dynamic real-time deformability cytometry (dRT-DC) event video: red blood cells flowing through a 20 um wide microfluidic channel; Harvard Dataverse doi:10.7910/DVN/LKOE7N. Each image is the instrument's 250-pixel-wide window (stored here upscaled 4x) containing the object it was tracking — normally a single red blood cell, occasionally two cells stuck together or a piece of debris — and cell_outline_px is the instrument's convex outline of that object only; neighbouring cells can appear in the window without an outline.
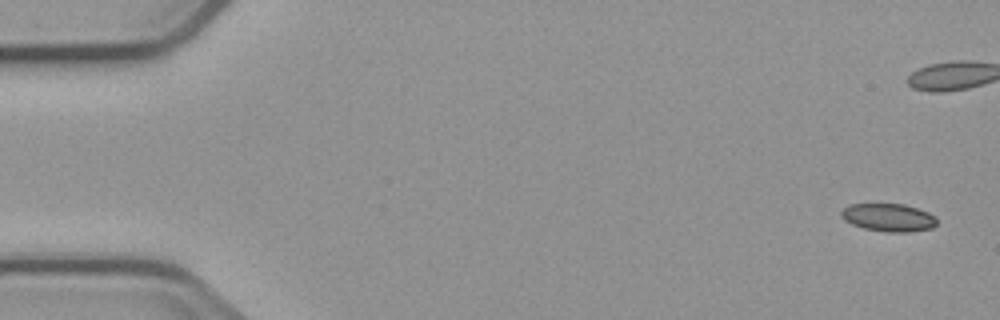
{"species": "common noctule bat (a hibernating species)", "species_latin": "Nyctalus noctula", "temperature_condition": "cold", "stored_images_in_passage": 6, "camera_frame_rate_fps": 3000, "um_per_image_px": 0.085, "animal": {"sex": "male", "body_mass_g": 23.1, "forearm_length_mm": 52.7}, "frame": {"image": 1, "passage_image": 1, "time_ms": 0.0, "image_size_px": [1000, 320], "cell_outline_px": [[936, 224], [932, 228], [908, 232], [884, 232], [864, 228], [852, 224], [844, 220], [840, 216], [840, 212], [848, 204], [904, 204], [928, 212], [936, 216]], "centroid_in_image_um": [75.51, 18.49], "position_along_channel_um": 9.5, "area_um2": 15.61}}